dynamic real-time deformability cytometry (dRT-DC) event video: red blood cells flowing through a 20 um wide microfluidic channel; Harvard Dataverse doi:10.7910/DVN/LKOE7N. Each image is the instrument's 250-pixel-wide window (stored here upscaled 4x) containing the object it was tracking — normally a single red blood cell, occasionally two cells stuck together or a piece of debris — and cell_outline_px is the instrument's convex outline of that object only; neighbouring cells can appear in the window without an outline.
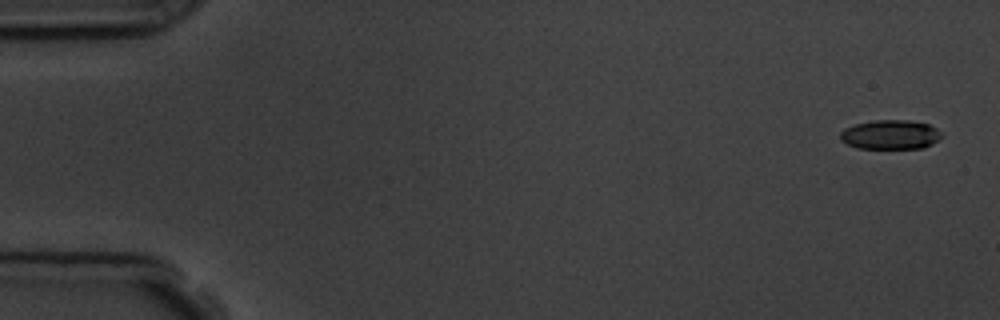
{"species": "common noctule bat (a hibernating species)", "species_latin": "Nyctalus noctula", "temperature_condition": "room temperature", "stored_images_in_passage": 5, "camera_frame_rate_fps": 3000, "um_per_image_px": 0.085, "animal": {"sex": "male", "body_mass_g": 19.5, "forearm_length_mm": 54.6}, "frame": {"image": 1, "passage_image": 1, "time_ms": 0.0, "image_size_px": [1000, 320], "cell_outline_px": [[940, 136], [932, 144], [924, 148], [856, 148], [840, 140], [840, 132], [844, 128], [856, 124], [872, 120], [908, 120], [928, 124], [936, 128], [940, 132]], "centroid_in_image_um": [75.64, 11.44], "position_along_channel_um": 9.4, "area_um2": 17.22}}
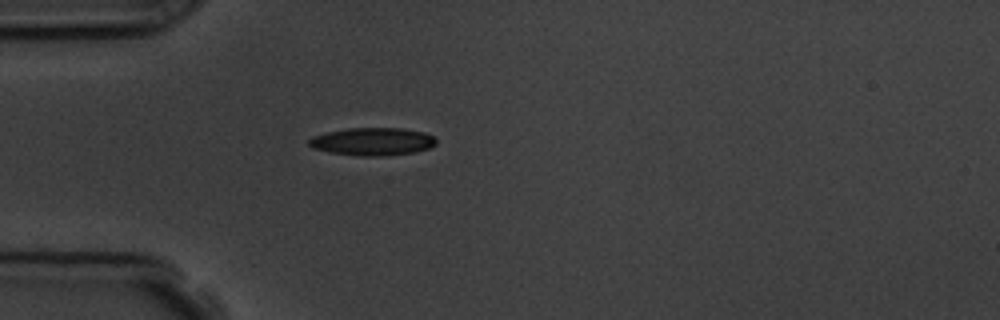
{"frame": {"image": 2, "passage_image": 5, "time_ms": 4.667, "image_size_px": [1000, 320], "cell_outline_px": [[436, 144], [428, 148], [416, 152], [384, 156], [360, 156], [328, 152], [312, 148], [308, 144], [308, 140], [312, 136], [328, 132], [348, 128], [400, 128], [424, 132], [432, 136], [436, 140]], "centroid_in_image_um": [31.65, 12.04], "position_along_channel_um": 53.4, "area_um2": 20.63}}